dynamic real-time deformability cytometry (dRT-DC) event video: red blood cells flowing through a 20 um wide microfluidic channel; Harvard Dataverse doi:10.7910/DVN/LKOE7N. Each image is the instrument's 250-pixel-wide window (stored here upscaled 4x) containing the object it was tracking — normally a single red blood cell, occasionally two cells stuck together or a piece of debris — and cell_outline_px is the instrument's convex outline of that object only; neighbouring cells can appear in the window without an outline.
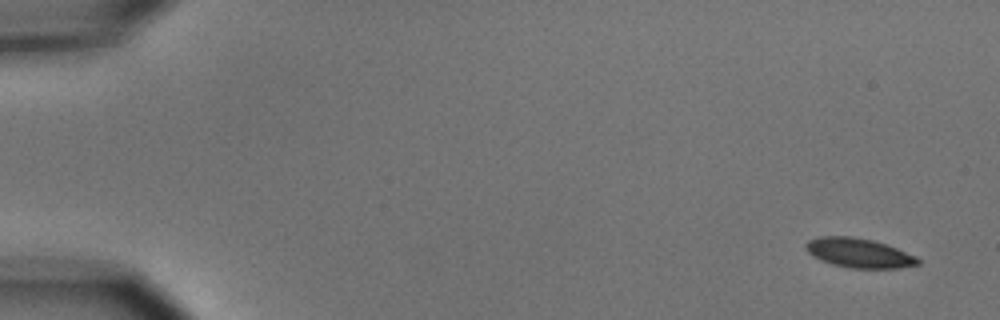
{"species": "common noctule bat (a hibernating species)", "species_latin": "Nyctalus noctula", "temperature_condition": "cold", "stored_images_in_passage": 5, "camera_frame_rate_fps": 3000, "um_per_image_px": 0.085, "animal": {"sex": "male", "body_mass_g": 15.6}, "frame": {"image": 1, "passage_image": 1, "time_ms": 0.0, "image_size_px": [1000, 320], "cell_outline_px": [[920, 264], [900, 268], [852, 268], [832, 264], [812, 256], [804, 248], [804, 244], [808, 240], [820, 236], [852, 236], [872, 240], [896, 248], [916, 256], [920, 260]], "centroid_in_image_um": [72.98, 21.5], "position_along_channel_um": 12.0, "area_um2": 19.19}}
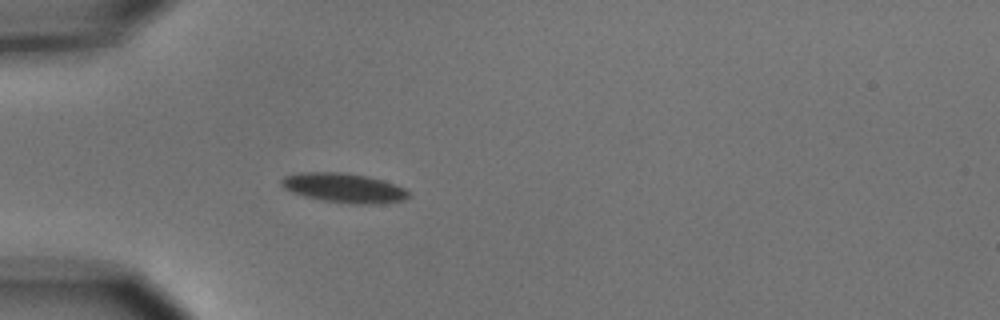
{"frame": {"image": 2, "passage_image": 5, "time_ms": 4.667, "image_size_px": [1000, 320], "cell_outline_px": [[412, 196], [404, 200], [376, 204], [352, 204], [320, 200], [304, 196], [292, 192], [284, 188], [280, 184], [280, 180], [284, 176], [300, 172], [344, 172], [368, 176], [396, 184], [404, 188]], "centroid_in_image_um": [29.23, 15.97], "position_along_channel_um": 55.8, "area_um2": 22.08}}